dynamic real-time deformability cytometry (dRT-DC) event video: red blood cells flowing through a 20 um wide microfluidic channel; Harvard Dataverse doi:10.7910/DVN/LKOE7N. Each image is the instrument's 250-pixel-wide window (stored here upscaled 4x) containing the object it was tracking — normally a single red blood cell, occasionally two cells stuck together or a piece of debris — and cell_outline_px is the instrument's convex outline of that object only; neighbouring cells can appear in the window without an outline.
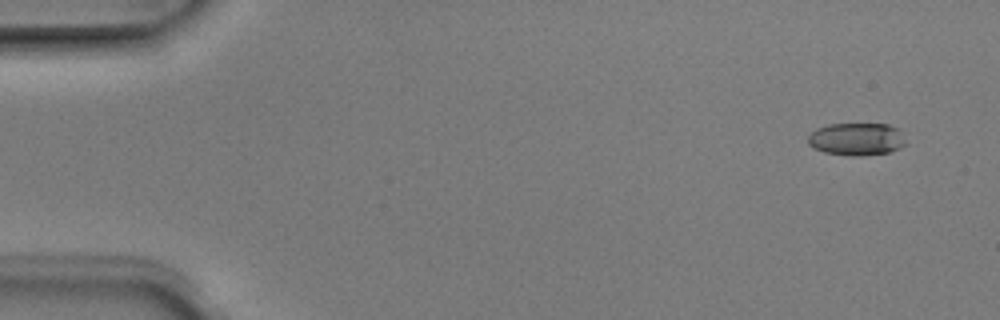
{"species": "Egyptian fruit bat (a non-hibernating species)", "species_latin": "Rousettus aegyptiacus", "temperature_condition": "room temperature", "stored_images_in_passage": 6, "camera_frame_rate_fps": 3000, "um_per_image_px": 0.085, "animal": {"sex": "male"}, "frame": {"image": 1, "passage_image": 2, "time_ms": 0.333, "image_size_px": [1000, 320], "cell_outline_px": [[904, 144], [900, 148], [888, 152], [864, 156], [852, 156], [824, 152], [812, 148], [808, 144], [808, 136], [816, 128], [828, 124], [888, 124], [896, 128], [900, 132], [904, 140]], "centroid_in_image_um": [72.76, 11.83], "position_along_channel_um": 12.2, "area_um2": 18.55}}
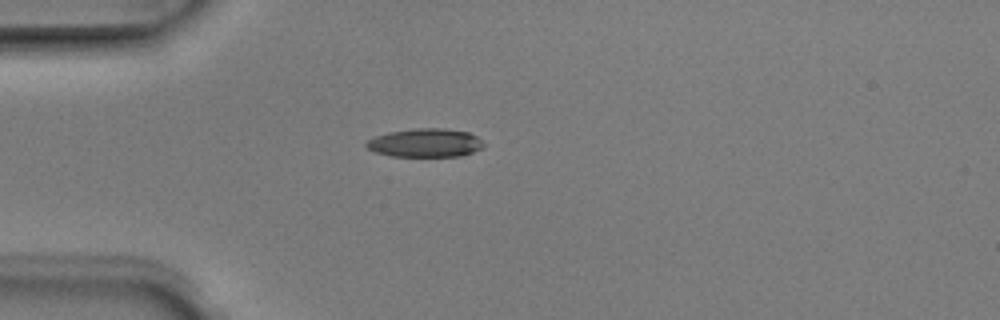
{"frame": {"image": 2, "passage_image": 5, "time_ms": 1.333, "image_size_px": [1000, 320], "cell_outline_px": [[484, 148], [460, 156], [392, 156], [376, 152], [368, 148], [364, 144], [368, 140], [376, 136], [388, 132], [416, 128], [444, 128], [468, 132], [476, 136], [484, 144]], "centroid_in_image_um": [36.16, 12.14], "position_along_channel_um": 48.8, "area_um2": 19.42}}